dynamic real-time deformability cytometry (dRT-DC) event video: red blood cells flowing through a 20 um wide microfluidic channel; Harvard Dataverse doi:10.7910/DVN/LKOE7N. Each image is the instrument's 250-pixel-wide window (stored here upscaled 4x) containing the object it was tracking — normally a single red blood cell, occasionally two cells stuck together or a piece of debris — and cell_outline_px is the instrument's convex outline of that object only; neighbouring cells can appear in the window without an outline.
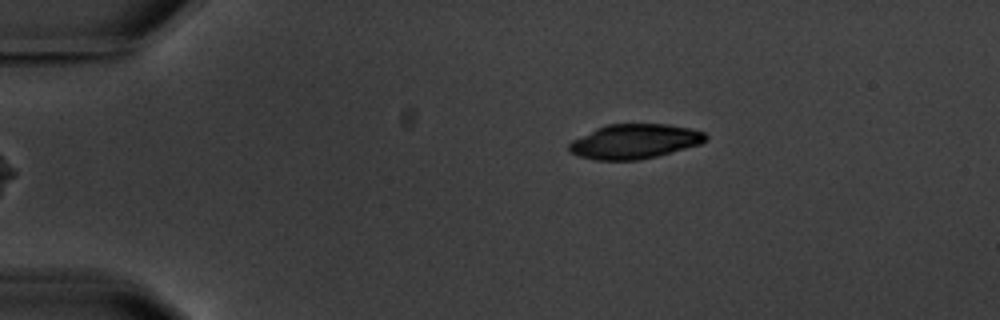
{"species": "common noctule bat (a hibernating species)", "species_latin": "Nyctalus noctula", "temperature_condition": "warm", "stored_images_in_passage": 6, "segment_of_instrument_passage": [2, 2], "camera_frame_rate_fps": 3000, "um_per_image_px": 0.085, "animal": {"sex": "male", "body_mass_g": 20.1, "forearm_length_mm": 53.5}, "frame": {"image": 1, "passage_image": 6, "time_ms": 6.333, "image_size_px": [1000, 320], "cell_outline_px": [[708, 140], [700, 144], [656, 156], [640, 160], [596, 160], [580, 156], [572, 152], [568, 148], [568, 144], [572, 140], [596, 128], [608, 124], [668, 124], [692, 128], [704, 132], [708, 136]], "centroid_in_image_um": [53.96, 12.01], "position_along_channel_um": 31.0, "area_um2": 27.51}}